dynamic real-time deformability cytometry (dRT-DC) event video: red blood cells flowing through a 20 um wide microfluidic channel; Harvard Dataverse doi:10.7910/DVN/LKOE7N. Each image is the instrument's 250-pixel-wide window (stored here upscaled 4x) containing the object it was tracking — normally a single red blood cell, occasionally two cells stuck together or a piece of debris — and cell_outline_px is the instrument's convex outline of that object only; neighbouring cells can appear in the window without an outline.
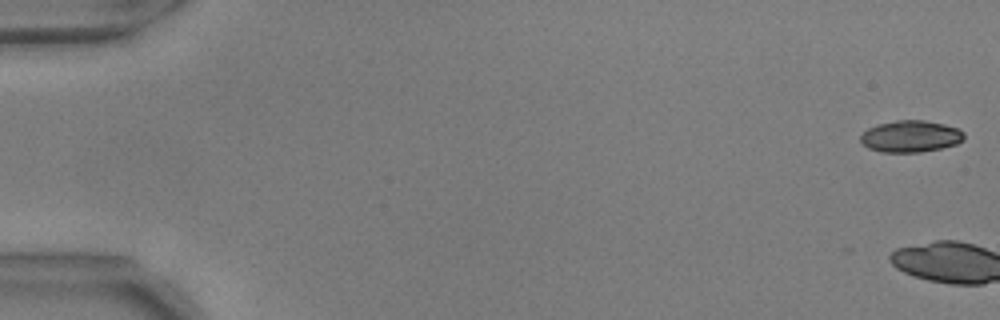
{"species": "common noctule bat (a hibernating species)", "species_latin": "Nyctalus noctula", "temperature_condition": "warm", "stored_images_in_passage": 4, "camera_frame_rate_fps": 3000, "um_per_image_px": 0.085, "animal": {"sex": "male", "body_mass_g": 17.9, "forearm_length_mm": 54.2}, "frame": {"image": 1, "passage_image": 1, "time_ms": 0.0, "image_size_px": [1000, 320], "cell_outline_px": [[964, 140], [956, 144], [940, 148], [920, 152], [880, 152], [868, 148], [860, 140], [860, 136], [868, 128], [876, 124], [896, 120], [924, 120], [944, 124], [956, 128], [964, 132]], "centroid_in_image_um": [77.39, 11.58], "position_along_channel_um": 7.6, "area_um2": 19.13}}